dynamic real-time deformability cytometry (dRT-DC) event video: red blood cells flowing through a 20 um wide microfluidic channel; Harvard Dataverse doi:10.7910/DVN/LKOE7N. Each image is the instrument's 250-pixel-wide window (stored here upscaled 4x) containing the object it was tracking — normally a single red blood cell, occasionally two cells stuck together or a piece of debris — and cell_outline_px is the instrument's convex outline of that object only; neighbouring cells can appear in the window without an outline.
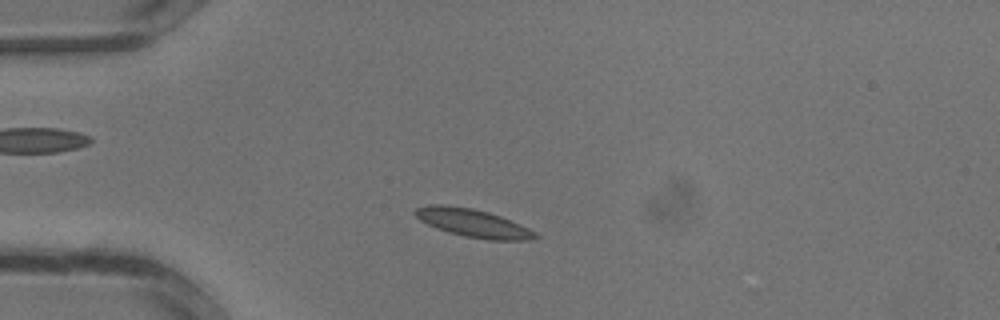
{"species": "common noctule bat (a hibernating species)", "species_latin": "Nyctalus noctula", "temperature_condition": "warm", "stored_images_in_passage": 30, "camera_frame_rate_fps": 3000, "um_per_image_px": 0.085, "animal": {"sex": "male", "body_mass_g": 13.3}, "frame": {"image": 1, "passage_image": 5, "time_ms": 1.333, "image_size_px": [1000, 320], "cell_outline_px": [[540, 236], [528, 240], [488, 240], [464, 236], [448, 232], [436, 228], [420, 220], [412, 212], [416, 208], [428, 204], [444, 204], [472, 208], [488, 212], [500, 216], [520, 224], [536, 232]], "centroid_in_image_um": [40.18, 18.95], "position_along_channel_um": 44.8, "area_um2": 19.71}}
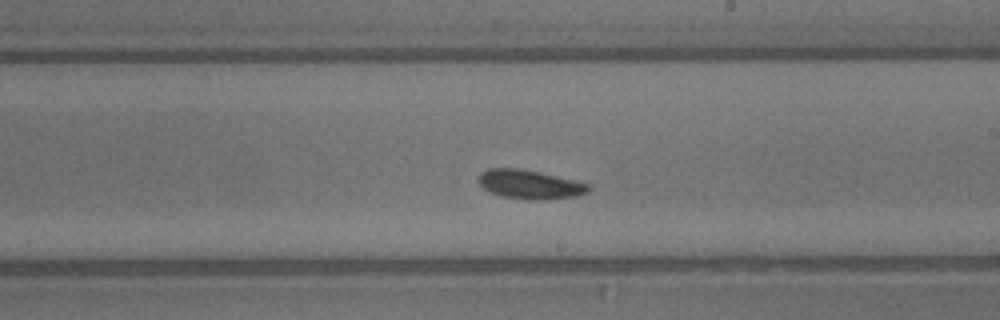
{"frame": {"image": 2, "passage_image": 16, "time_ms": 5.0, "image_size_px": [1000, 320], "cell_outline_px": [[592, 188], [588, 192], [576, 196], [544, 200], [528, 200], [500, 196], [484, 188], [476, 180], [480, 172], [488, 168], [520, 168], [540, 172], [588, 184]], "centroid_in_image_um": [45.0, 15.68], "position_along_channel_um": 244.0, "area_um2": 18.67}}
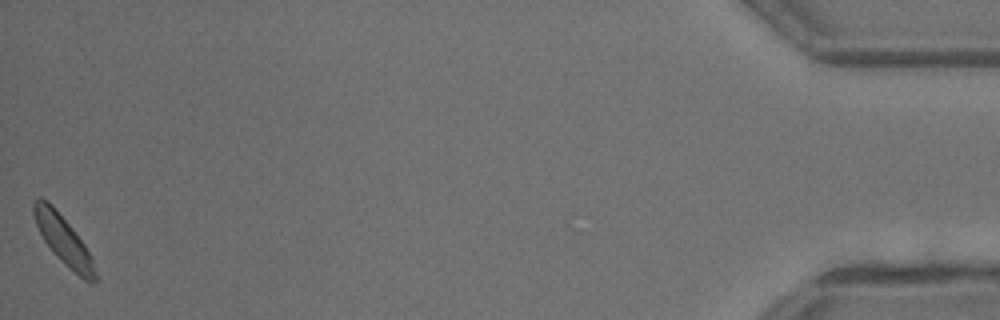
{"frame": {"image": 3, "passage_image": 30, "time_ms": 9.667, "image_size_px": [1000, 320], "cell_outline_px": [[100, 280], [92, 284], [84, 280], [64, 264], [52, 252], [44, 240], [36, 224], [32, 212], [32, 204], [36, 196], [40, 196], [48, 200], [52, 204], [72, 228], [84, 244], [92, 256]], "centroid_in_image_um": [5.42, 20.43], "position_along_channel_um": 429.8, "area_um2": 17.86}}